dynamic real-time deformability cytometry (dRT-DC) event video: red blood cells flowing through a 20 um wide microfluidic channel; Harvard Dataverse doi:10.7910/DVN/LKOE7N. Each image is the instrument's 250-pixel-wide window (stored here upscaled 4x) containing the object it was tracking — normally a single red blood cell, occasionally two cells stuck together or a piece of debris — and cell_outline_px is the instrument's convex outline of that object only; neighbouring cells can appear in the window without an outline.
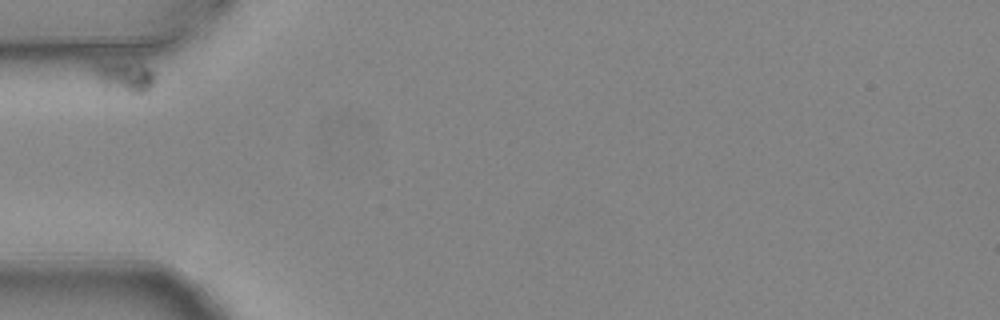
{"species": "common noctule bat (a hibernating species)", "species_latin": "Nyctalus noctula", "temperature_condition": "warm", "stored_images_in_passage": 6, "camera_frame_rate_fps": 3000, "um_per_image_px": 0.085, "animal": {"sex": "female", "body_mass_g": 24.6, "forearm_length_mm": 56.2}, "frame": {"image": 1, "passage_image": 1, "time_ms": 0.0, "image_size_px": [1000, 320], "cell_outline_px": [[156, 76], [152, 84], [144, 92], [132, 92], [104, 88], [96, 80], [92, 72], [92, 60], [136, 56], [152, 68], [156, 72]], "centroid_in_image_um": [10.52, 6.29], "position_along_channel_um": 74.5, "area_um2": 13.01}}
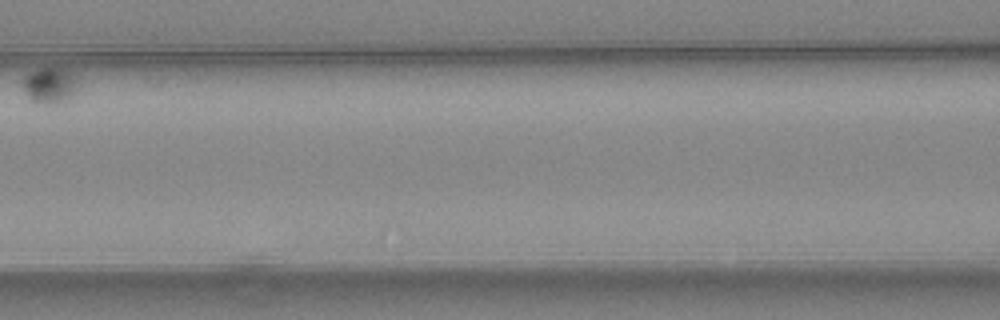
{"frame": {"image": 2, "passage_image": 4, "time_ms": 1.0, "image_size_px": [1000, 320], "cell_outline_px": [[76, 88], [68, 100], [60, 104], [44, 104], [32, 100], [24, 92], [20, 84], [20, 80], [28, 72], [40, 68], [60, 68], [68, 72], [76, 80]], "centroid_in_image_um": [4.14, 7.27], "position_along_channel_um": 162.5, "area_um2": 11.56}}
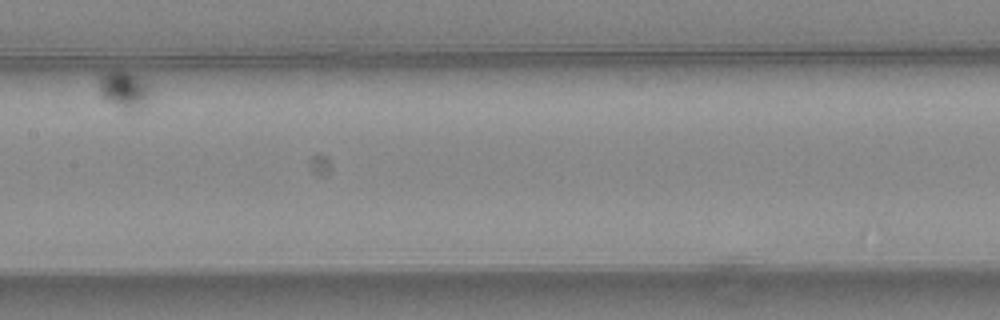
{"frame": {"image": 3, "passage_image": 5, "time_ms": 1.333, "image_size_px": [1000, 320], "cell_outline_px": [[152, 92], [148, 100], [136, 112], [124, 112], [100, 96], [100, 76], [104, 72], [112, 68], [128, 72], [148, 80], [152, 84]], "centroid_in_image_um": [10.61, 7.64], "position_along_channel_um": 196.8, "area_um2": 12.08}}